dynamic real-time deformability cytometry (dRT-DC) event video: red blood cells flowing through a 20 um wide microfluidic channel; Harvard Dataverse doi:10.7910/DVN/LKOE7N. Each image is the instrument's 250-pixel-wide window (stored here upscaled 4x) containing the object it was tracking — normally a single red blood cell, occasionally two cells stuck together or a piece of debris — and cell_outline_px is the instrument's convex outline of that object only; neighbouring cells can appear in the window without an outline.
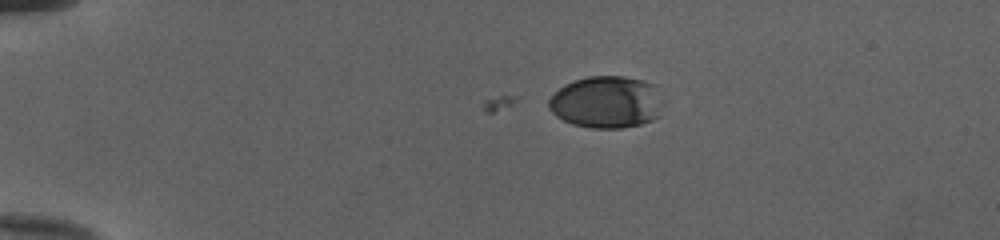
{"species": "human", "species_latin": "Homo sapiens", "temperature_condition": "cold", "stored_images_in_passage": 35, "camera_frame_rate_fps": 3000, "um_per_image_px": 0.085, "donor": {"sex": "female"}, "frame": {"image": 1, "passage_image": 1, "time_ms": 0.0, "image_size_px": [1000, 240], "cell_outline_px": [[668, 100], [660, 116], [652, 120], [640, 124], [624, 128], [592, 128], [572, 124], [556, 116], [548, 108], [548, 100], [564, 84], [572, 80], [588, 76], [624, 76], [644, 80], [656, 84]], "centroid_in_image_um": [51.67, 8.66], "position_along_channel_um": 33.3, "area_um2": 35.84}}
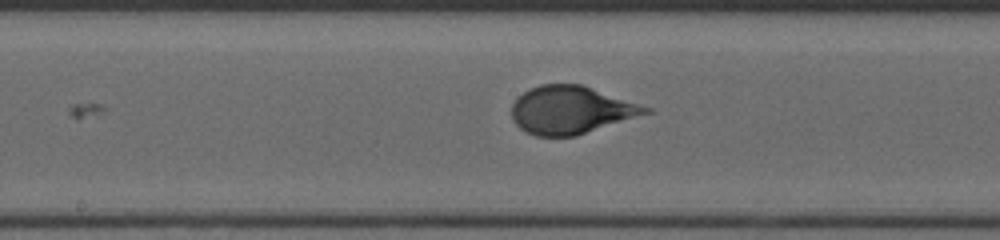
{"frame": {"image": 2, "passage_image": 19, "time_ms": 6.0, "image_size_px": [1000, 240], "cell_outline_px": [[652, 112], [576, 136], [536, 136], [520, 128], [512, 120], [512, 104], [524, 92], [540, 84], [580, 84], [652, 108]], "centroid_in_image_um": [48.54, 9.36], "position_along_channel_um": 199.7, "area_um2": 36.93}}
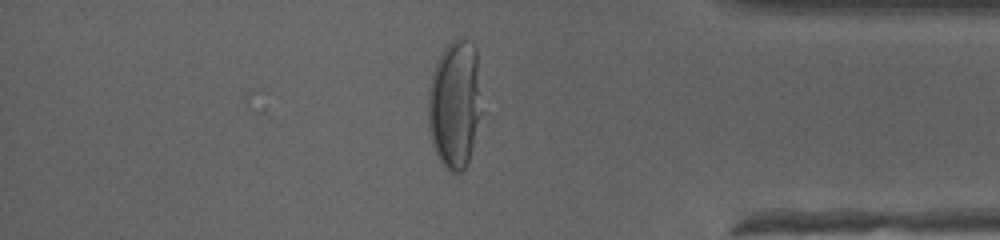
{"frame": {"image": 3, "passage_image": 35, "time_ms": 11.333, "image_size_px": [1000, 240], "cell_outline_px": [[480, 116], [472, 148], [468, 160], [464, 168], [460, 172], [452, 172], [444, 168], [432, 144], [428, 128], [428, 88], [432, 72], [436, 60], [444, 48], [456, 36], [460, 36], [468, 40], [476, 48], [480, 112]], "centroid_in_image_um": [38.61, 8.82], "position_along_channel_um": 396.6, "area_um2": 39.88}, "authors_computed_cell_mechanics": {"area_um2": 36.703, "velocity_mm_per_s": 4.004, "shape_relaxation_time_tau1_ms": 4.7649, "shape_relaxation_time_tau2_ms": null, "deformation_change_tau1": 0.2124, "deformation_change_tau2": null}}